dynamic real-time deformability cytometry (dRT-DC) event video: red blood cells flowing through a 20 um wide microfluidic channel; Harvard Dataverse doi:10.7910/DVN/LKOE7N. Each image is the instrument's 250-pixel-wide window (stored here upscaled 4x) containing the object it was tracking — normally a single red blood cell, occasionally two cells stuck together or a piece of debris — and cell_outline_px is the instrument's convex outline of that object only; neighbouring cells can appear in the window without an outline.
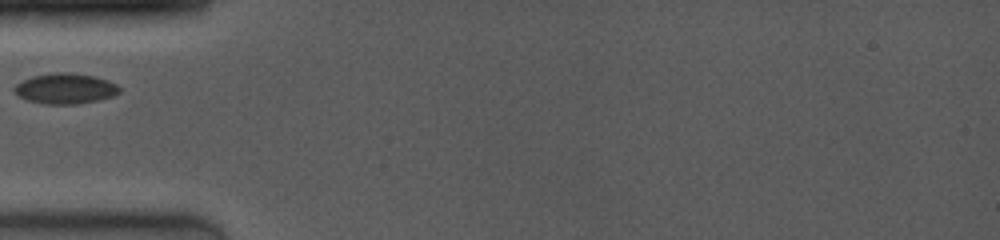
{"species": "common noctule bat (a hibernating species)", "species_latin": "Nyctalus noctula", "temperature_condition": "room temperature", "stored_images_in_passage": 16, "camera_frame_rate_fps": 4000, "um_per_image_px": 0.085, "animal": {"sex": "female", "body_mass_g": 19.0, "forearm_length_mm": 53.3}, "frame": {"image": 1, "passage_image": 1, "time_ms": 0.0, "image_size_px": [1000, 240], "cell_outline_px": [[120, 92], [112, 96], [96, 100], [76, 104], [44, 104], [28, 100], [20, 96], [16, 92], [16, 84], [32, 76], [56, 72], [68, 72], [92, 76], [116, 84], [120, 88]], "centroid_in_image_um": [5.55, 7.53], "position_along_channel_um": 79.4, "area_um2": 18.21}}
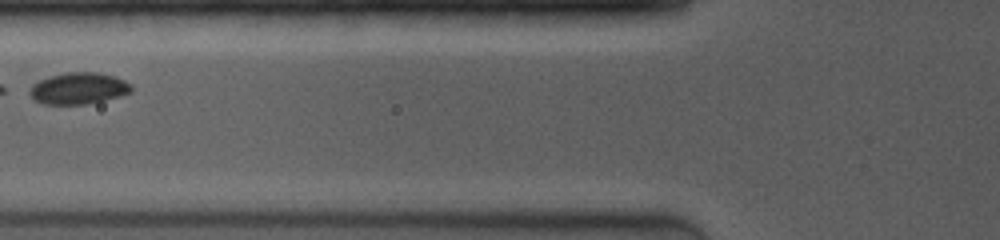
{"frame": {"image": 2, "passage_image": 3, "time_ms": 1.0, "image_size_px": [1000, 240], "cell_outline_px": [[132, 92], [84, 104], [44, 104], [36, 100], [28, 92], [40, 80], [52, 76], [68, 72], [92, 72], [112, 76], [124, 80], [132, 88]], "centroid_in_image_um": [6.66, 7.51], "position_along_channel_um": 119.1, "area_um2": 17.92}}